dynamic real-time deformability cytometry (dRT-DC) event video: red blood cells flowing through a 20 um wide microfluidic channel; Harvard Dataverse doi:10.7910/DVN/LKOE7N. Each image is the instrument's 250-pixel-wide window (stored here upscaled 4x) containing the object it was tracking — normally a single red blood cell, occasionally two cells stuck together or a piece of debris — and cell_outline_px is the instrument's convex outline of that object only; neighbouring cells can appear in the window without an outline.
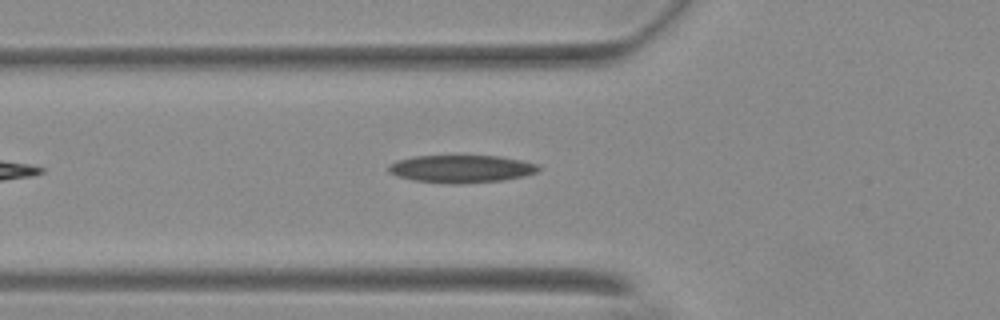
{"species": "Egyptian fruit bat (a non-hibernating species)", "species_latin": "Rousettus aegyptiacus", "temperature_condition": "warm", "stored_images_in_passage": 19, "camera_frame_rate_fps": 3000, "um_per_image_px": 0.085, "animal": {"sex": "female"}, "frame": {"image": 1, "passage_image": 7, "time_ms": 2.0, "image_size_px": [1000, 320], "cell_outline_px": [[540, 168], [536, 172], [524, 176], [504, 180], [460, 184], [448, 184], [412, 180], [396, 176], [388, 172], [388, 164], [396, 160], [416, 156], [500, 156], [520, 160], [536, 164]], "centroid_in_image_um": [39.16, 14.36], "position_along_channel_um": 86.6, "area_um2": 24.28}}
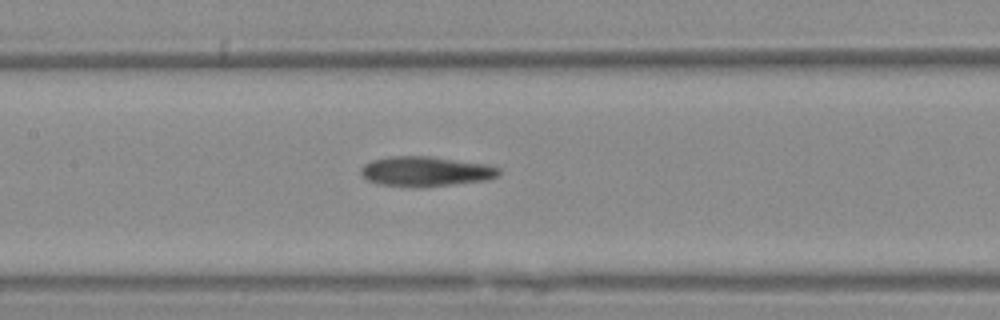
{"frame": {"image": 2, "passage_image": 14, "time_ms": 4.333, "image_size_px": [1000, 320], "cell_outline_px": [[500, 172], [496, 176], [484, 180], [420, 188], [380, 184], [368, 180], [360, 172], [360, 168], [364, 164], [372, 160], [388, 156], [432, 156], [488, 164], [500, 168]], "centroid_in_image_um": [36.16, 14.56], "position_along_channel_um": 171.2, "area_um2": 24.1}}
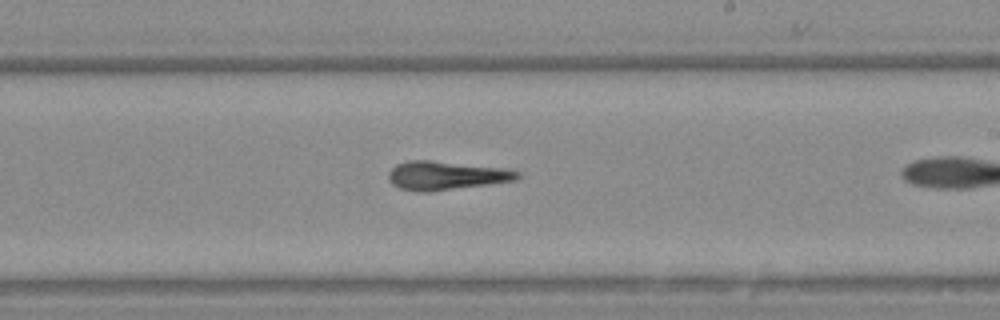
{"frame": {"image": 3, "passage_image": 17, "time_ms": 5.333, "image_size_px": [1000, 320], "cell_outline_px": [[520, 176], [516, 180], [428, 192], [416, 192], [400, 188], [392, 184], [388, 176], [388, 172], [396, 164], [408, 160], [432, 160], [504, 168], [520, 172]], "centroid_in_image_um": [37.88, 14.91], "position_along_channel_um": 251.1, "area_um2": 21.5}}